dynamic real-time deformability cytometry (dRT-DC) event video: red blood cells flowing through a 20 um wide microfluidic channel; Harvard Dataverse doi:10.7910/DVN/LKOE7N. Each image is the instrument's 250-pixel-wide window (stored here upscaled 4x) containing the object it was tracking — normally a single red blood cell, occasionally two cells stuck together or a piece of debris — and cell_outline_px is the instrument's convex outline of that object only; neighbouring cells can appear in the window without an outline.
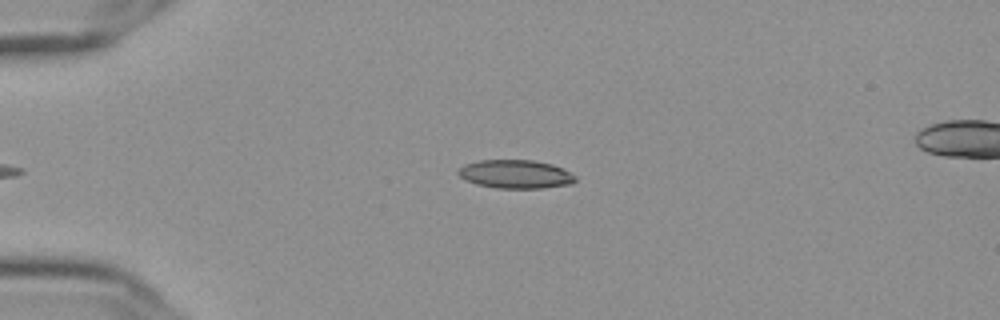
{"species": "Egyptian fruit bat (a non-hibernating species)", "species_latin": "Rousettus aegyptiacus", "temperature_condition": "cold", "stored_images_in_passage": 38, "camera_frame_rate_fps": 3000, "um_per_image_px": 0.085, "frame": {"image": 1, "passage_image": 2, "time_ms": 0.333, "image_size_px": [1000, 320], "cell_outline_px": [[576, 180], [572, 184], [544, 188], [496, 188], [476, 184], [464, 180], [456, 172], [464, 164], [480, 160], [532, 160], [552, 164], [564, 168], [576, 176]], "centroid_in_image_um": [43.83, 14.8], "position_along_channel_um": 41.2, "area_um2": 19.65}}
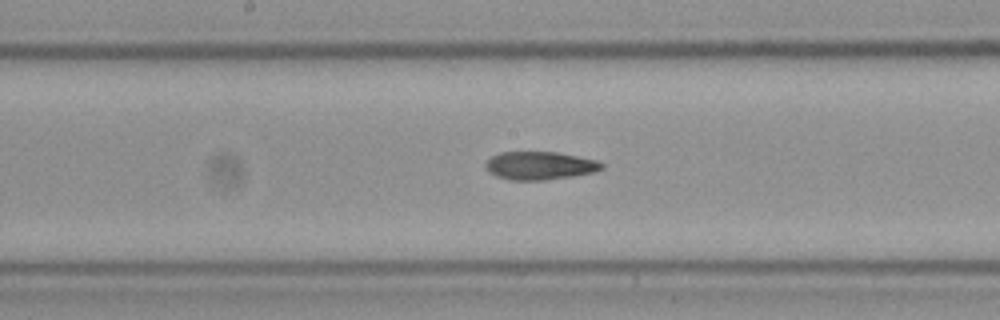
{"frame": {"image": 2, "passage_image": 18, "time_ms": 5.667, "image_size_px": [1000, 320], "cell_outline_px": [[604, 168], [592, 172], [572, 176], [544, 180], [508, 180], [496, 176], [488, 172], [484, 164], [492, 156], [500, 152], [556, 152], [596, 160], [604, 164]], "centroid_in_image_um": [45.85, 14.08], "position_along_channel_um": 202.4, "area_um2": 18.96}}
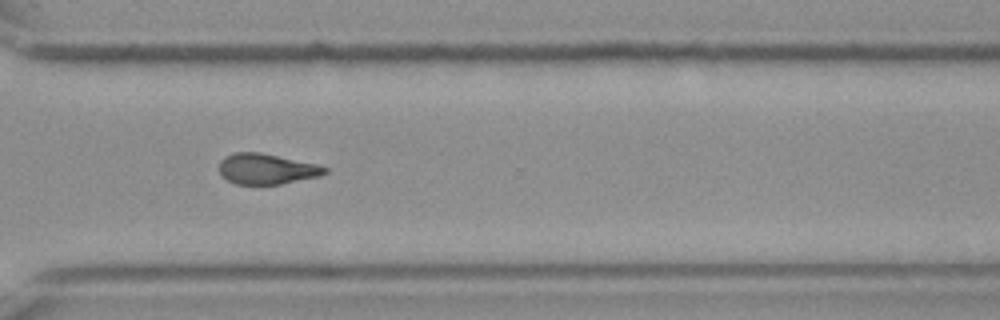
{"frame": {"image": 3, "passage_image": 30, "time_ms": 9.667, "image_size_px": [1000, 320], "cell_outline_px": [[328, 172], [320, 176], [280, 184], [236, 184], [228, 180], [220, 172], [220, 160], [236, 152], [260, 152], [316, 164], [328, 168]], "centroid_in_image_um": [22.69, 14.36], "position_along_channel_um": 347.9, "area_um2": 18.55}, "authors_computed_cell_mechanics": {"area_um2": 18.9873, "velocity_mm_per_s": 3.6462, "shape_relaxation_time_tau1_ms": null, "shape_relaxation_time_tau2_ms": 2.9838, "deformation_change_tau1": null, "deformation_change_tau2": 0.1125}}